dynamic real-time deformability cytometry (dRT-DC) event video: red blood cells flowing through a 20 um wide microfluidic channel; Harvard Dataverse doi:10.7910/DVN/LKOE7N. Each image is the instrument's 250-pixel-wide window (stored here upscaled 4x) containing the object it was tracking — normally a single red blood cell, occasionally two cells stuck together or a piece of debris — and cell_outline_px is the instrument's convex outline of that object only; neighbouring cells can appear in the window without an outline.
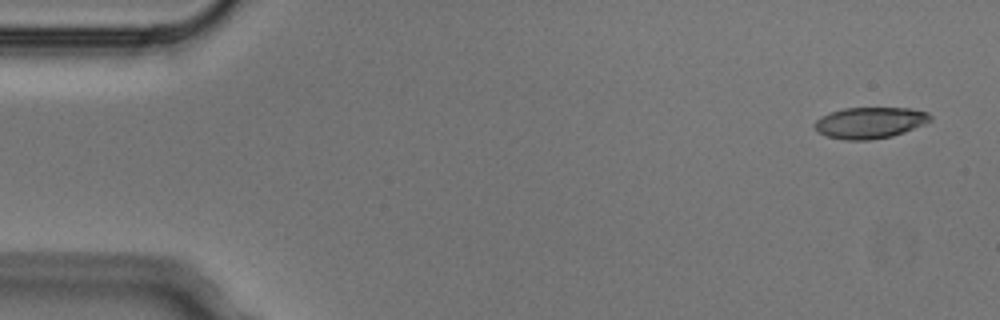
{"species": "Egyptian fruit bat (a non-hibernating species)", "species_latin": "Rousettus aegyptiacus", "temperature_condition": "cold", "stored_images_in_passage": 4, "camera_frame_rate_fps": 3000, "um_per_image_px": 0.085, "animal": {"sex": "male"}, "frame": {"image": 1, "passage_image": 1, "time_ms": 0.0, "image_size_px": [1000, 320], "cell_outline_px": [[932, 120], [924, 124], [904, 132], [892, 136], [868, 140], [844, 140], [828, 136], [816, 132], [812, 124], [820, 116], [844, 108], [908, 108], [928, 112], [932, 116]], "centroid_in_image_um": [73.92, 10.43], "position_along_channel_um": 11.1, "area_um2": 21.15}}
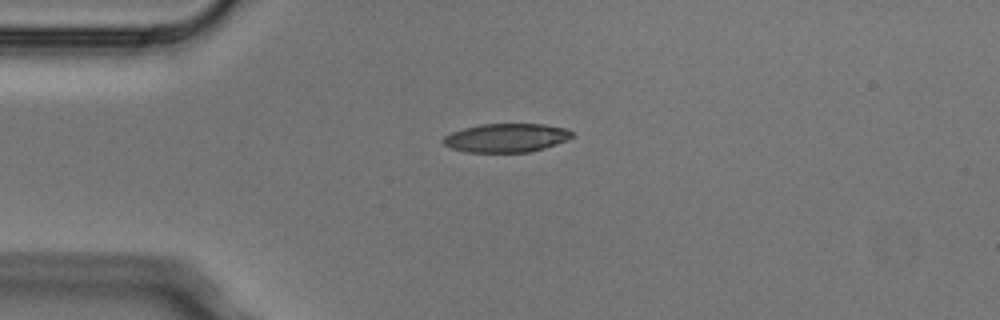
{"frame": {"image": 2, "passage_image": 4, "time_ms": 1.0, "image_size_px": [1000, 320], "cell_outline_px": [[572, 136], [556, 144], [544, 148], [528, 152], [468, 152], [452, 148], [444, 144], [440, 140], [444, 136], [452, 132], [464, 128], [480, 124], [544, 124], [568, 128], [572, 132]], "centroid_in_image_um": [43.01, 11.71], "position_along_channel_um": 42.0, "area_um2": 21.44}}